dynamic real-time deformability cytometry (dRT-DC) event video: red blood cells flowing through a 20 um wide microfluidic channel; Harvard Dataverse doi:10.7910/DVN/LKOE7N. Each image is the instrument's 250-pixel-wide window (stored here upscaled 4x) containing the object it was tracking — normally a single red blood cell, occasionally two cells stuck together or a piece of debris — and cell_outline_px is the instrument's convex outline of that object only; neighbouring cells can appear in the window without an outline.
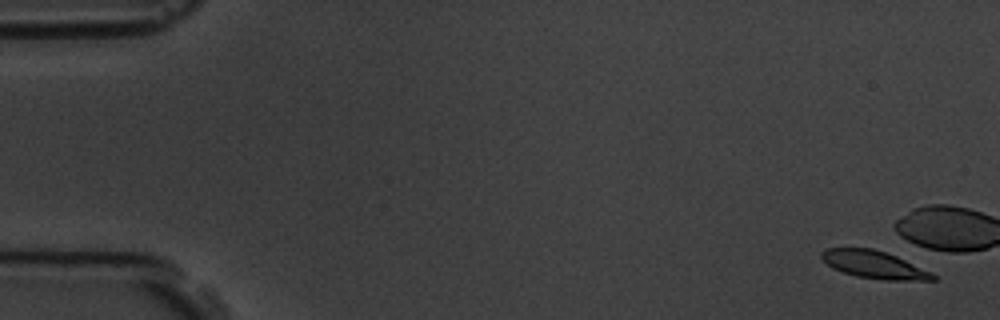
{"species": "common noctule bat (a hibernating species)", "species_latin": "Nyctalus noctula", "temperature_condition": "room temperature", "stored_images_in_passage": 4, "camera_frame_rate_fps": 3000, "um_per_image_px": 0.085, "animal": {"sex": "male", "body_mass_g": 19.5, "forearm_length_mm": 54.6}, "frame": {"image": 1, "passage_image": 1, "time_ms": 0.0, "image_size_px": [1000, 320], "cell_outline_px": [[936, 280], [884, 280], [856, 276], [832, 268], [820, 256], [820, 252], [828, 248], [872, 248], [896, 256], [932, 272], [936, 276]], "centroid_in_image_um": [74.31, 22.49], "position_along_channel_um": 10.7, "area_um2": 17.74}}